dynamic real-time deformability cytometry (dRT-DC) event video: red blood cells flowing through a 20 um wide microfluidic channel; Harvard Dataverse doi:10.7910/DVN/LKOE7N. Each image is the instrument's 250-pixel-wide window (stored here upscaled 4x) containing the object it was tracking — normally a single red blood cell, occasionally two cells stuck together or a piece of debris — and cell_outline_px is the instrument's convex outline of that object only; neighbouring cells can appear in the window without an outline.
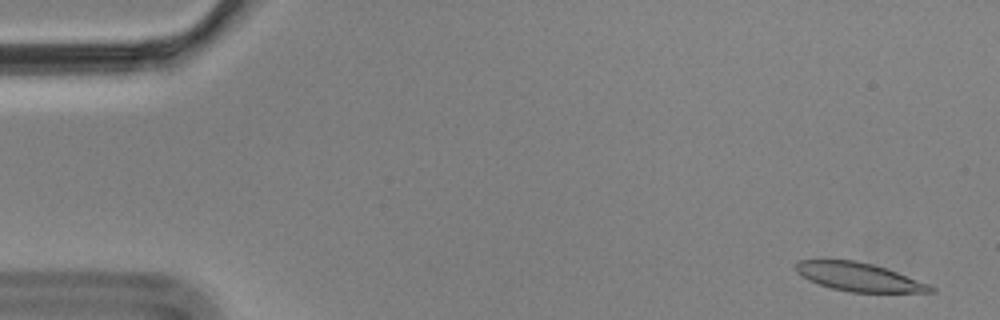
{"species": "Egyptian fruit bat (a non-hibernating species)", "species_latin": "Rousettus aegyptiacus", "temperature_condition": "cold", "stored_images_in_passage": 10, "camera_frame_rate_fps": 3000, "um_per_image_px": 0.085, "animal": {"sex": "male"}, "frame": {"image": 1, "passage_image": 1, "time_ms": 0.0, "image_size_px": [1000, 320], "cell_outline_px": [[936, 292], [852, 292], [832, 288], [808, 280], [796, 272], [796, 264], [800, 260], [856, 260], [872, 264], [896, 272], [928, 284], [936, 288]], "centroid_in_image_um": [73.0, 23.54], "position_along_channel_um": 12.0, "area_um2": 21.96}}
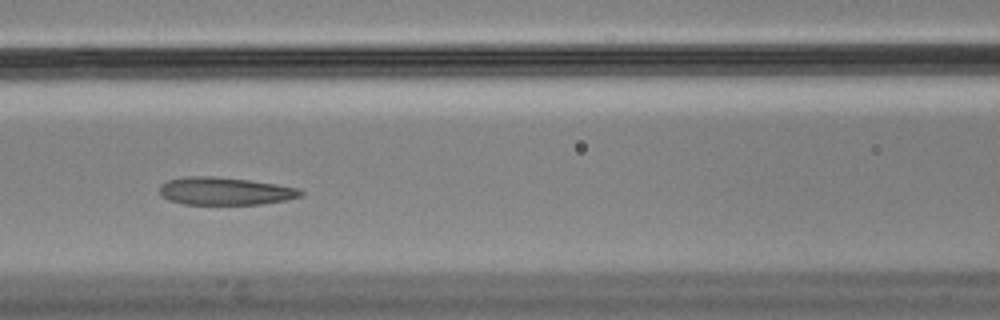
{"frame": {"image": 2, "passage_image": 7, "time_ms": 2.0, "image_size_px": [1000, 320], "cell_outline_px": [[304, 192], [300, 196], [288, 200], [260, 204], [184, 204], [168, 200], [160, 196], [160, 184], [168, 180], [184, 176], [212, 176], [248, 180], [276, 184], [296, 188]], "centroid_in_image_um": [19.08, 16.24], "position_along_channel_um": 147.5, "area_um2": 22.77}}
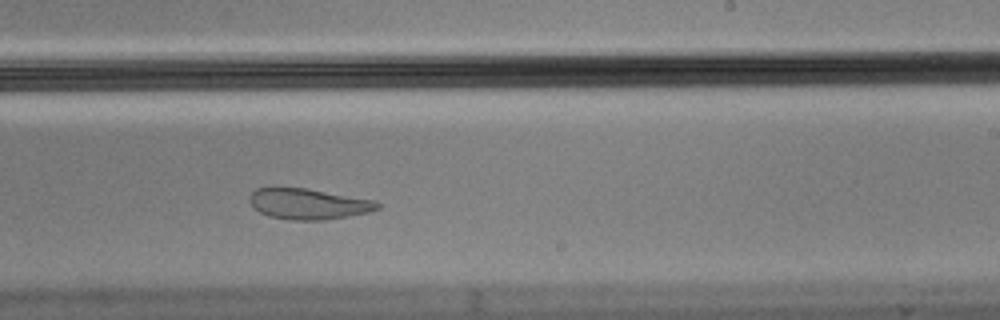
{"frame": {"image": 3, "passage_image": 10, "time_ms": 3.0, "image_size_px": [1000, 320], "cell_outline_px": [[380, 208], [368, 212], [348, 216], [324, 220], [292, 220], [268, 216], [260, 212], [248, 200], [248, 196], [256, 188], [304, 188], [376, 200], [380, 204]], "centroid_in_image_um": [26.22, 17.33], "position_along_channel_um": 262.8, "area_um2": 22.77}}